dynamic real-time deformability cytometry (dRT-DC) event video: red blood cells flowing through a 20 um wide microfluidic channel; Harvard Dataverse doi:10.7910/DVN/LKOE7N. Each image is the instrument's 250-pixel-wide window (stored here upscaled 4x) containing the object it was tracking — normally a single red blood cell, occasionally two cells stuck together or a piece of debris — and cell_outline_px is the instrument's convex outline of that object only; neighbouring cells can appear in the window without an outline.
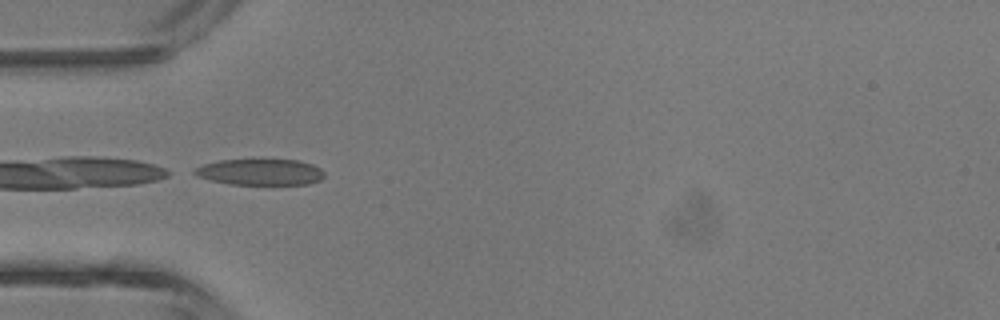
{"species": "common noctule bat (a hibernating species)", "species_latin": "Nyctalus noctula", "temperature_condition": "room temperature", "stored_images_in_passage": 5, "camera_frame_rate_fps": 3000, "um_per_image_px": 0.085, "animal": {"sex": "male", "body_mass_g": 13.3}, "frame": {"image": 1, "passage_image": 4, "time_ms": 3.667, "image_size_px": [1000, 320], "cell_outline_px": [[324, 176], [320, 180], [308, 184], [228, 184], [196, 176], [192, 172], [192, 168], [204, 164], [220, 160], [252, 156], [296, 160], [312, 164], [320, 168], [324, 172]], "centroid_in_image_um": [22.07, 14.56], "position_along_channel_um": 62.9, "area_um2": 20.81}}
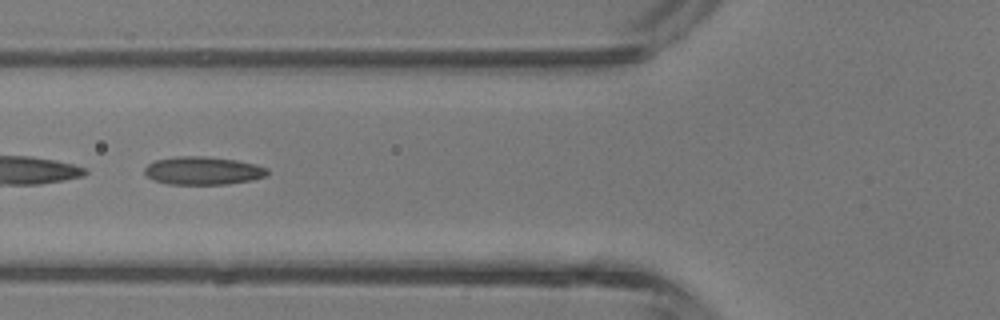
{"frame": {"image": 2, "passage_image": 5, "time_ms": 4.667, "image_size_px": [1000, 320], "cell_outline_px": [[268, 172], [264, 176], [252, 180], [228, 184], [168, 184], [152, 180], [144, 172], [144, 168], [148, 164], [156, 160], [176, 156], [204, 156], [236, 160], [256, 164], [268, 168]], "centroid_in_image_um": [17.24, 14.51], "position_along_channel_um": 108.6, "area_um2": 20.11}}